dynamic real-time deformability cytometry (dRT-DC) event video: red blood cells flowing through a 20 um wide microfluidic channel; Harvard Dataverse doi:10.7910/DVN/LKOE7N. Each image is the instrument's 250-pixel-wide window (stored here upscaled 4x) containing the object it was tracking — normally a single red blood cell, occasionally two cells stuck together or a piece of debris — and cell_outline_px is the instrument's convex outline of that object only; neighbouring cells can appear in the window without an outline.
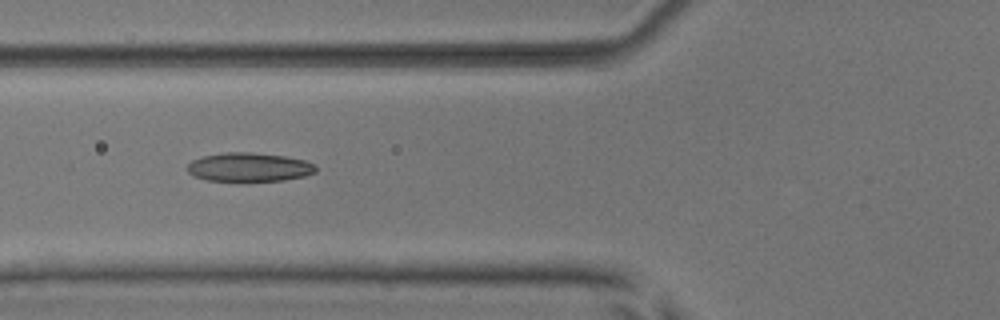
{"species": "common noctule bat (a hibernating species)", "species_latin": "Nyctalus noctula", "temperature_condition": "room temperature", "stored_images_in_passage": 9, "camera_frame_rate_fps": 3000, "um_per_image_px": 0.085, "animal": {"sex": "male", "body_mass_g": 17.9, "forearm_length_mm": 54.2}, "frame": {"image": 1, "passage_image": 6, "time_ms": 1.667, "image_size_px": [1000, 320], "cell_outline_px": [[316, 172], [304, 176], [284, 180], [208, 180], [192, 176], [188, 172], [188, 164], [192, 160], [204, 156], [224, 152], [252, 152], [284, 156], [304, 160], [316, 164]], "centroid_in_image_um": [21.18, 14.19], "position_along_channel_um": 104.6, "area_um2": 21.39}}
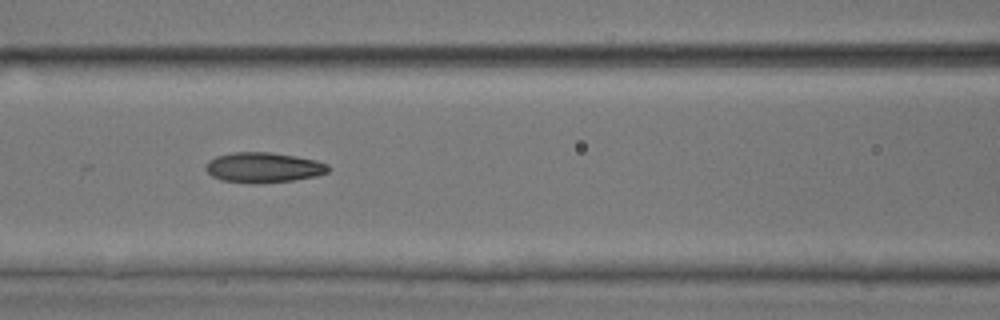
{"frame": {"image": 2, "passage_image": 7, "time_ms": 2.0, "image_size_px": [1000, 320], "cell_outline_px": [[332, 168], [328, 172], [316, 176], [292, 180], [256, 184], [220, 180], [212, 176], [204, 168], [208, 160], [216, 156], [232, 152], [268, 152], [296, 156], [316, 160], [328, 164]], "centroid_in_image_um": [22.39, 14.23], "position_along_channel_um": 144.2, "area_um2": 21.73}}
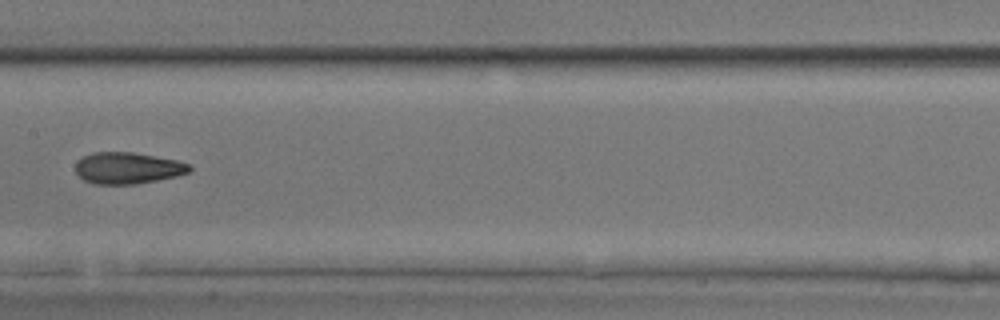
{"frame": {"image": 3, "passage_image": 8, "time_ms": 2.333, "image_size_px": [1000, 320], "cell_outline_px": [[192, 168], [188, 172], [176, 176], [136, 184], [92, 184], [84, 180], [76, 172], [76, 160], [92, 152], [132, 152], [176, 160], [192, 164]], "centroid_in_image_um": [10.84, 14.28], "position_along_channel_um": 196.6, "area_um2": 20.92}}